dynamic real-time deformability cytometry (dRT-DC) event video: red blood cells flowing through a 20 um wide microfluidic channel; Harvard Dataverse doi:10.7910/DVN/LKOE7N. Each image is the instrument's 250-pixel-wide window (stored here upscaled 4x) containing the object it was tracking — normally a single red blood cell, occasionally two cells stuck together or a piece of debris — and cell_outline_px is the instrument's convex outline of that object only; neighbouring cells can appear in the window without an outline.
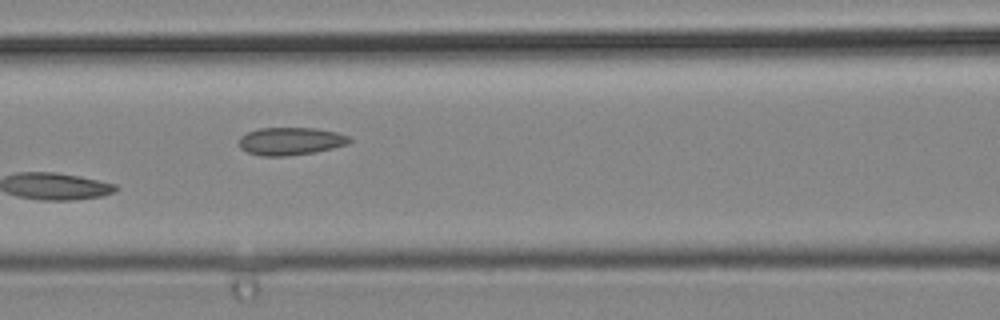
{"species": "common noctule bat (a hibernating species)", "species_latin": "Nyctalus noctula", "temperature_condition": "cold", "stored_images_in_passage": 3, "camera_frame_rate_fps": 3000, "um_per_image_px": 0.085, "animal": {"sex": "male", "body_mass_g": 19.2, "forearm_length_mm": 51.8}, "frame": {"image": 1, "passage_image": 3, "time_ms": 0.667, "image_size_px": [1000, 320], "cell_outline_px": [[352, 140], [348, 144], [316, 152], [288, 156], [260, 156], [248, 152], [240, 148], [240, 136], [248, 132], [260, 128], [316, 128], [336, 132], [348, 136]], "centroid_in_image_um": [24.7, 12.0], "position_along_channel_um": 141.9, "area_um2": 17.86}}